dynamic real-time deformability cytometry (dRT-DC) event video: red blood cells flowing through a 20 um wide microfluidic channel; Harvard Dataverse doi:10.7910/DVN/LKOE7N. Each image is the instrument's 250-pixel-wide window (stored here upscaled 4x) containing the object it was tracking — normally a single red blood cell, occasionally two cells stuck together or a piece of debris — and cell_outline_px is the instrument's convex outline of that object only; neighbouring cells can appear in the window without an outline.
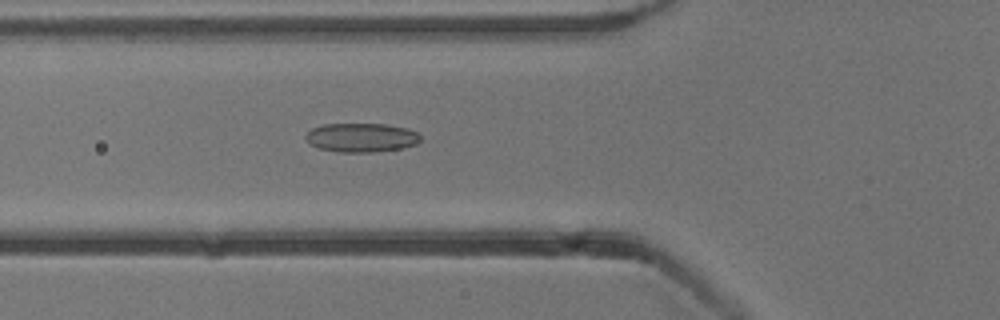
{"species": "common noctule bat (a hibernating species)", "species_latin": "Nyctalus noctula", "temperature_condition": "cold", "stored_images_in_passage": 54, "camera_frame_rate_fps": 3000, "um_per_image_px": 0.085, "animal": {"sex": "male", "body_mass_g": 13.3}, "frame": {"image": 1, "passage_image": 20, "time_ms": 6.333, "image_size_px": [1000, 320], "cell_outline_px": [[420, 140], [416, 144], [404, 148], [372, 152], [340, 152], [320, 148], [308, 144], [304, 136], [312, 128], [324, 124], [388, 124], [408, 128], [420, 132]], "centroid_in_image_um": [30.74, 11.69], "position_along_channel_um": 95.1, "area_um2": 19.59}}
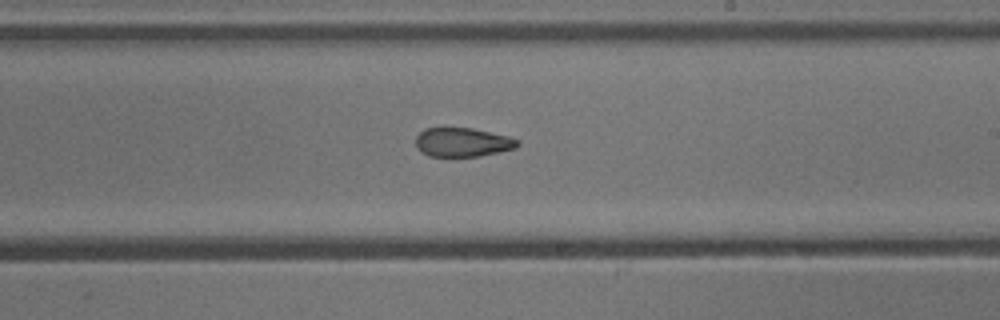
{"frame": {"image": 2, "passage_image": 32, "time_ms": 10.333, "image_size_px": [1000, 320], "cell_outline_px": [[520, 144], [516, 148], [500, 152], [480, 156], [428, 156], [420, 152], [416, 148], [416, 136], [424, 128], [444, 124], [472, 128], [508, 136], [520, 140]], "centroid_in_image_um": [39.27, 12.04], "position_along_channel_um": 249.7, "area_um2": 18.03}}
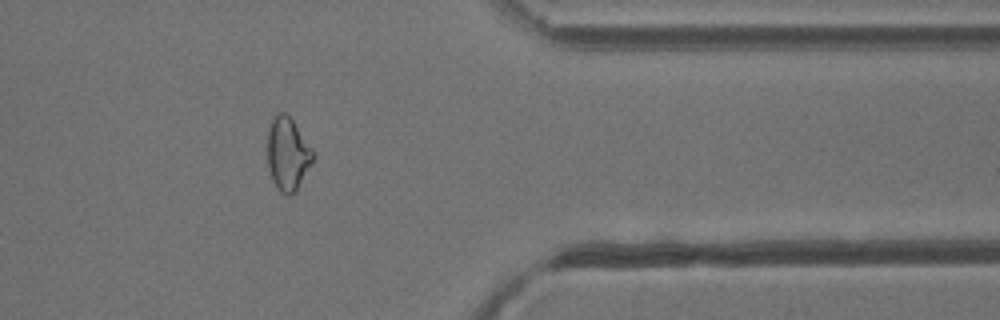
{"frame": {"image": 3, "passage_image": 44, "time_ms": 14.333, "image_size_px": [1000, 320], "cell_outline_px": [[316, 156], [296, 192], [292, 196], [288, 196], [280, 192], [276, 188], [272, 180], [268, 168], [268, 128], [272, 116], [276, 112], [284, 112], [292, 120], [316, 152]], "centroid_in_image_um": [24.47, 13.1], "position_along_channel_um": 386.9, "area_um2": 19.88}, "authors_computed_cell_mechanics": {"area_um2": 19.9699, "velocity_mm_per_s": 3.8462, "shape_relaxation_time_tau1_ms": null, "shape_relaxation_time_tau2_ms": 1.899, "deformation_change_tau1": null, "deformation_change_tau2": 0.0783}}